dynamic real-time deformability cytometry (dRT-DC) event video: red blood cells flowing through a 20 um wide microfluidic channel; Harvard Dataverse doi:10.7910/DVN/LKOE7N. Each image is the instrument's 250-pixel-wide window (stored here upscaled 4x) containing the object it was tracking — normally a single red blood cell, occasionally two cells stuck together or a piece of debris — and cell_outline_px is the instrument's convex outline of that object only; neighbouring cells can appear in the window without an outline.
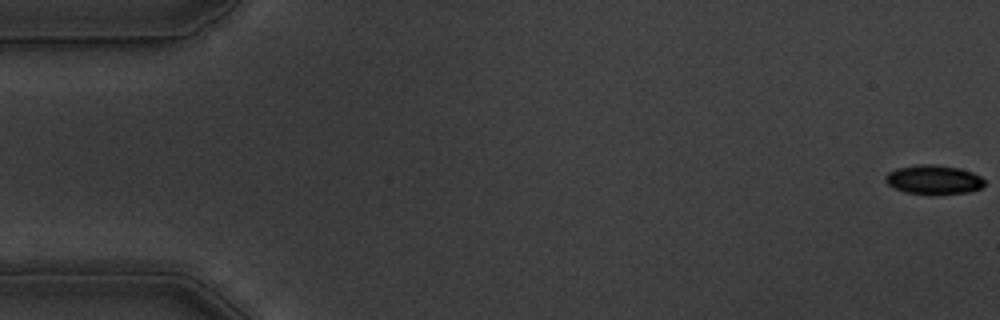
{"species": "common noctule bat (a hibernating species)", "species_latin": "Nyctalus noctula", "temperature_condition": "warm", "stored_images_in_passage": 11, "camera_frame_rate_fps": 3000, "um_per_image_px": 0.085, "animal": {"sex": "male", "body_mass_g": 19.5, "forearm_length_mm": 54.6}, "frame": {"image": 1, "passage_image": 1, "time_ms": 0.0, "image_size_px": [1000, 320], "cell_outline_px": [[984, 184], [980, 188], [968, 192], [936, 196], [932, 196], [904, 192], [888, 184], [884, 180], [884, 176], [888, 172], [896, 168], [916, 164], [932, 164], [960, 168], [972, 172], [980, 176], [984, 180]], "centroid_in_image_um": [79.33, 15.29], "position_along_channel_um": 5.7, "area_um2": 17.28}}